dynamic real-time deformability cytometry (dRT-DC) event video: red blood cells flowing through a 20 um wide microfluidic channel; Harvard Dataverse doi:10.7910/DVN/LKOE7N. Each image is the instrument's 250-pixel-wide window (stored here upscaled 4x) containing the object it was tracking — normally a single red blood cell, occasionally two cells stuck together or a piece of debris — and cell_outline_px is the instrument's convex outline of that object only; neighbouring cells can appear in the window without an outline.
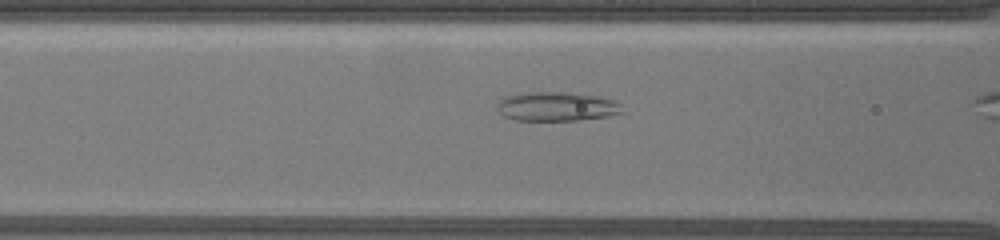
{"species": "common noctule bat (a hibernating species)", "species_latin": "Nyctalus noctula", "temperature_condition": "warm", "stored_images_in_passage": 14, "camera_frame_rate_fps": 3000, "um_per_image_px": 0.085, "animal": {"sex": "female", "body_mass_g": 19.5, "forearm_length_mm": 54.1}, "frame": {"image": 1, "passage_image": 8, "time_ms": 2.667, "image_size_px": [1000, 240], "cell_outline_px": [[624, 112], [608, 116], [580, 120], [516, 120], [504, 116], [496, 108], [496, 104], [504, 96], [524, 92], [568, 92], [596, 96], [612, 100], [620, 104]], "centroid_in_image_um": [47.28, 9.05], "position_along_channel_um": 119.3, "area_um2": 21.27}}
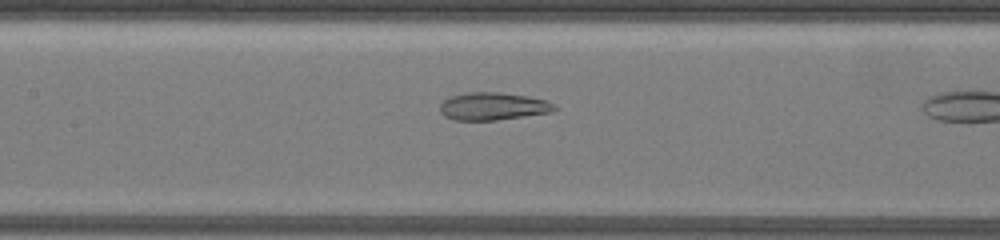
{"frame": {"image": 2, "passage_image": 12, "time_ms": 4.333, "image_size_px": [1000, 240], "cell_outline_px": [[560, 108], [552, 112], [496, 120], [452, 120], [444, 116], [440, 112], [440, 104], [444, 100], [452, 96], [468, 92], [500, 92], [528, 96], [548, 100], [556, 104]], "centroid_in_image_um": [41.95, 9.03], "position_along_channel_um": 165.4, "area_um2": 18.67}}